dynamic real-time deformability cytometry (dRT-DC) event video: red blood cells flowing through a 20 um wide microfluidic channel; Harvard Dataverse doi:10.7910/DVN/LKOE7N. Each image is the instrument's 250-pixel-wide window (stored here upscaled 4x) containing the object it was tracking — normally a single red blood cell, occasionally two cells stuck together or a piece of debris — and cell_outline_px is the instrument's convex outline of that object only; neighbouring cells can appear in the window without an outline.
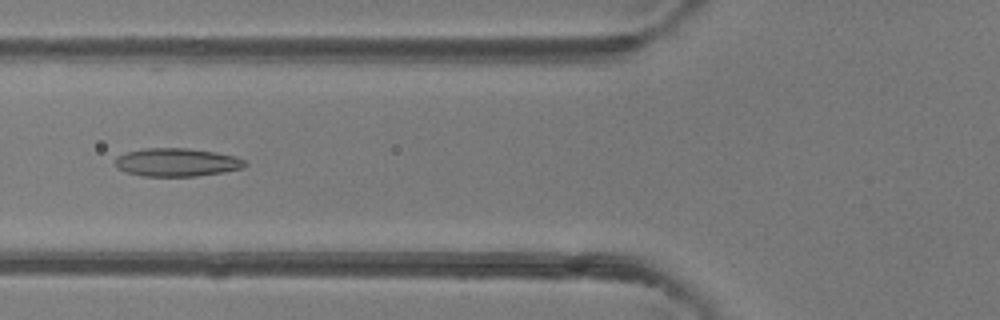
{"species": "common noctule bat (a hibernating species)", "species_latin": "Nyctalus noctula", "temperature_condition": "room temperature", "stored_images_in_passage": 38, "camera_frame_rate_fps": 3000, "um_per_image_px": 0.085, "animal": {"sex": "female"}, "frame": {"image": 1, "passage_image": 8, "time_ms": 2.333, "image_size_px": [1000, 320], "cell_outline_px": [[248, 164], [244, 168], [224, 172], [196, 176], [144, 176], [128, 172], [116, 168], [116, 156], [128, 152], [144, 148], [188, 148], [216, 152], [232, 156], [244, 160]], "centroid_in_image_um": [15.04, 13.79], "position_along_channel_um": 110.8, "area_um2": 21.27}}
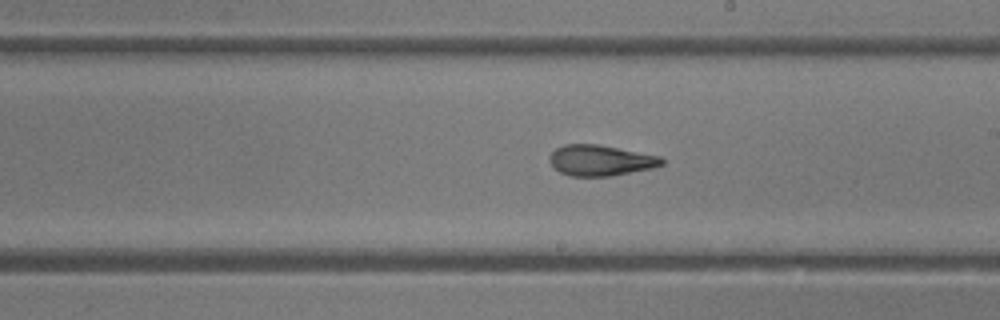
{"frame": {"image": 2, "passage_image": 17, "time_ms": 5.333, "image_size_px": [1000, 320], "cell_outline_px": [[664, 164], [652, 168], [612, 176], [572, 176], [560, 172], [552, 168], [552, 152], [556, 148], [564, 144], [596, 144], [660, 156], [664, 160]], "centroid_in_image_um": [51.06, 13.64], "position_along_channel_um": 237.9, "area_um2": 19.88}}
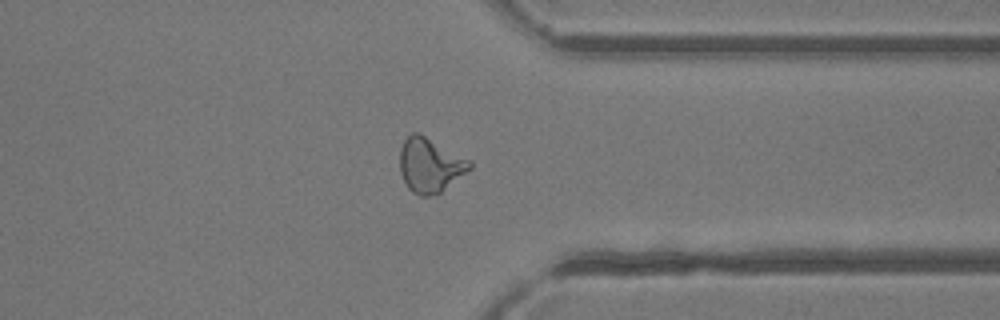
{"frame": {"image": 3, "passage_image": 27, "time_ms": 8.667, "image_size_px": [1000, 320], "cell_outline_px": [[472, 168], [436, 196], [420, 196], [412, 192], [408, 188], [400, 172], [400, 148], [404, 140], [412, 132], [420, 132], [472, 160]], "centroid_in_image_um": [36.57, 14.02], "position_along_channel_um": 374.8, "area_um2": 22.6}, "authors_computed_cell_mechanics": {"area_um2": 21.1837, "velocity_mm_per_s": 4.2311, "shape_relaxation_time_tau1_ms": 8.2759, "shape_relaxation_time_tau2_ms": 2.3286, "deformation_change_tau1": 0.2151, "deformation_change_tau2": 0.1085}}